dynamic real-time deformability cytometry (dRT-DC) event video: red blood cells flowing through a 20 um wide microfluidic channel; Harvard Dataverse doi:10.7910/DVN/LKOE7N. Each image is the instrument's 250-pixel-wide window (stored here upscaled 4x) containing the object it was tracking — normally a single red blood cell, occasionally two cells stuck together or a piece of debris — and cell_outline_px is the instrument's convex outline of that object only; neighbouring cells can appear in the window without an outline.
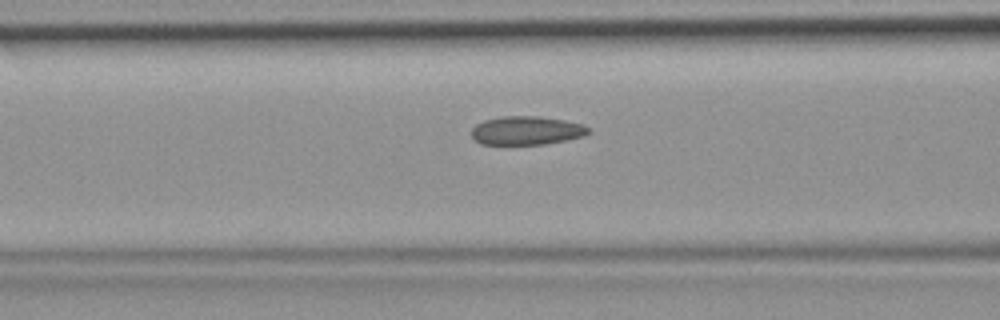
{"species": "common noctule bat (a hibernating species)", "species_latin": "Nyctalus noctula", "temperature_condition": "room temperature", "stored_images_in_passage": 37, "camera_frame_rate_fps": 3000, "um_per_image_px": 0.085, "animal": {"sex": "female", "body_mass_g": 19.9}, "frame": {"image": 1, "passage_image": 9, "time_ms": 2.667, "image_size_px": [1000, 320], "cell_outline_px": [[592, 132], [584, 136], [544, 144], [480, 144], [472, 136], [472, 128], [476, 124], [484, 120], [500, 116], [540, 116], [564, 120], [584, 124]], "centroid_in_image_um": [44.77, 11.08], "position_along_channel_um": 121.8, "area_um2": 19.54}}
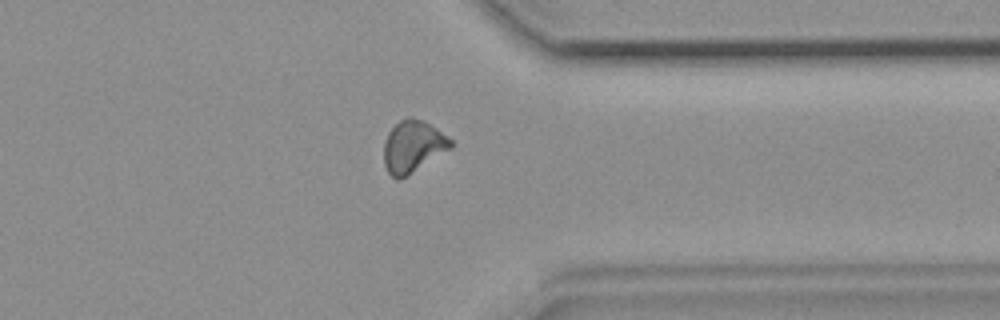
{"frame": {"image": 2, "passage_image": 27, "time_ms": 8.667, "image_size_px": [1000, 320], "cell_outline_px": [[452, 148], [404, 176], [396, 180], [388, 172], [384, 164], [384, 140], [388, 132], [400, 120], [408, 116], [412, 116], [424, 120], [436, 128], [452, 140]], "centroid_in_image_um": [35.08, 12.41], "position_along_channel_um": 376.3, "area_um2": 20.0}}
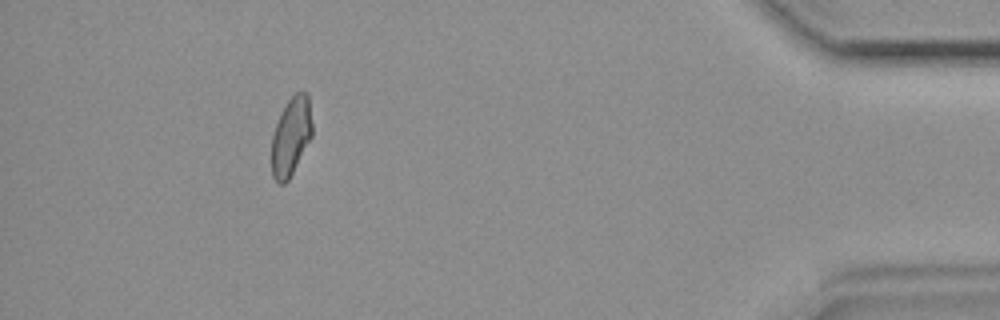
{"frame": {"image": 3, "passage_image": 33, "time_ms": 10.667, "image_size_px": [1000, 320], "cell_outline_px": [[312, 136], [288, 180], [284, 184], [280, 184], [272, 176], [272, 136], [280, 112], [288, 100], [296, 92], [308, 92], [312, 124]], "centroid_in_image_um": [24.74, 11.57], "position_along_channel_um": 410.5, "area_um2": 18.44}}